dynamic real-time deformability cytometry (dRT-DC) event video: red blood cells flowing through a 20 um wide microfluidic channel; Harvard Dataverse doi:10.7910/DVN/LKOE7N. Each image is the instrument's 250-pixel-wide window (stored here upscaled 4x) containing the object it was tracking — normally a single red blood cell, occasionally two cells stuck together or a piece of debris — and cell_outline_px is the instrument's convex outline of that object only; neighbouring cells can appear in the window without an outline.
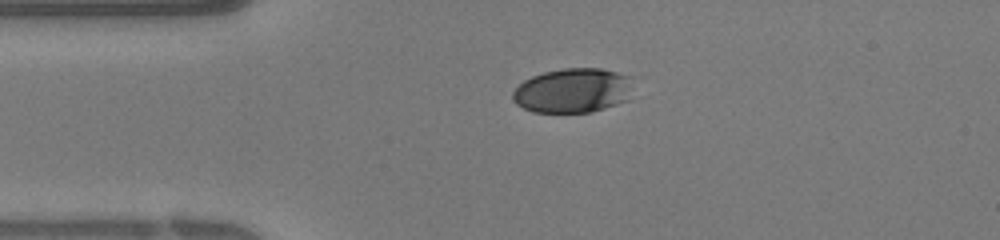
{"species": "human", "species_latin": "Homo sapiens", "temperature_condition": "warm", "stored_images_in_passage": 31, "camera_frame_rate_fps": 3000, "um_per_image_px": 0.085, "donor": {"sex": "female"}, "frame": {"image": 1, "passage_image": 1, "time_ms": 0.0, "image_size_px": [1000, 240], "cell_outline_px": [[632, 76], [628, 100], [592, 112], [532, 112], [516, 104], [512, 100], [512, 92], [524, 80], [532, 76], [544, 72], [564, 68], [600, 68]], "centroid_in_image_um": [48.68, 7.69], "position_along_channel_um": 36.3, "area_um2": 31.27}}
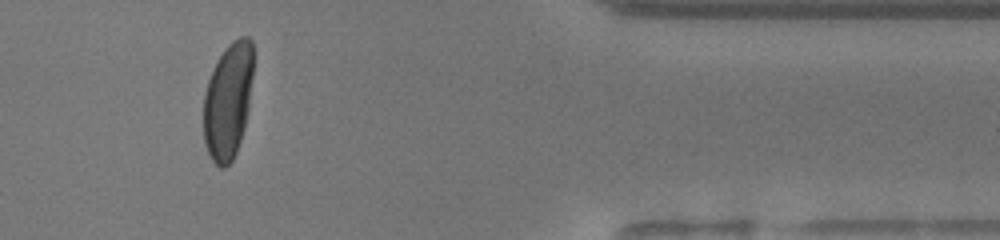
{"frame": {"image": 2, "passage_image": 25, "time_ms": 8.0, "image_size_px": [1000, 240], "cell_outline_px": [[252, 76], [248, 108], [240, 140], [236, 152], [232, 160], [224, 168], [220, 168], [212, 160], [204, 144], [204, 92], [208, 80], [224, 48], [232, 40], [240, 36], [248, 36], [252, 40]], "centroid_in_image_um": [19.37, 8.55], "position_along_channel_um": 392.0, "area_um2": 33.35}}
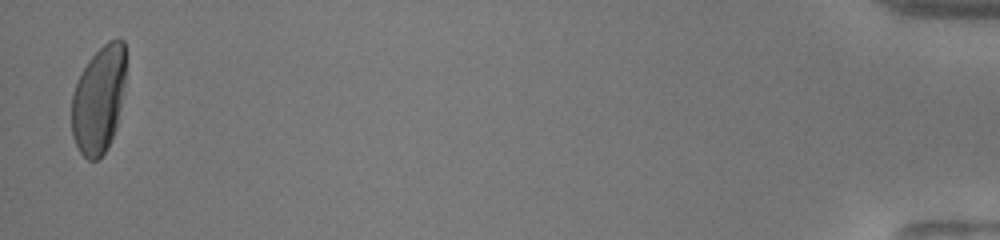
{"frame": {"image": 3, "passage_image": 31, "time_ms": 10.0, "image_size_px": [1000, 240], "cell_outline_px": [[124, 84], [116, 128], [108, 148], [96, 160], [88, 160], [80, 152], [72, 136], [72, 96], [80, 72], [88, 60], [108, 40], [124, 40]], "centroid_in_image_um": [8.37, 8.48], "position_along_channel_um": 426.8, "area_um2": 33.52}}